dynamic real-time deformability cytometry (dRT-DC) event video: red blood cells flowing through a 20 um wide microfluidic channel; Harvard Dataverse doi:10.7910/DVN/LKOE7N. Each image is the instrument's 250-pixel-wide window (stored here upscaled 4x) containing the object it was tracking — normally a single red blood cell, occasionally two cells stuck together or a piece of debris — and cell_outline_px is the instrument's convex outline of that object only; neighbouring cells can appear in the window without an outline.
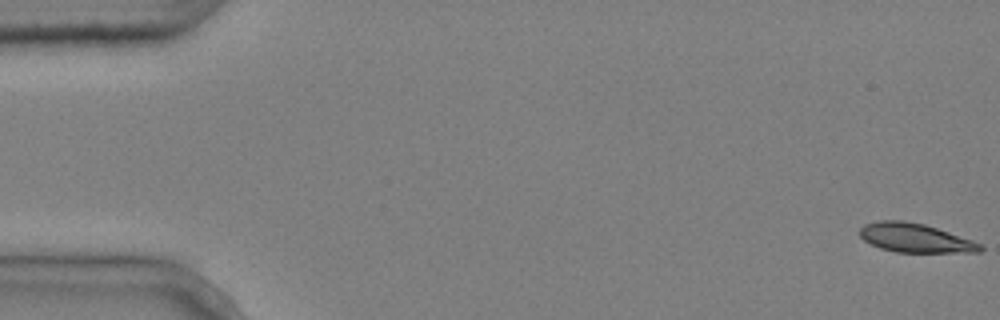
{"species": "common noctule bat (a hibernating species)", "species_latin": "Nyctalus noctula", "temperature_condition": "cold", "stored_images_in_passage": 4, "camera_frame_rate_fps": 3000, "um_per_image_px": 0.085, "animal": {"sex": "male", "body_mass_g": 20.4}, "frame": {"image": 1, "passage_image": 1, "time_ms": 0.0, "image_size_px": [1000, 320], "cell_outline_px": [[984, 248], [980, 252], [896, 252], [880, 248], [864, 240], [860, 236], [860, 228], [864, 224], [880, 220], [904, 220], [924, 224], [972, 240], [980, 244]], "centroid_in_image_um": [77.76, 20.22], "position_along_channel_um": 7.2, "area_um2": 20.17}}